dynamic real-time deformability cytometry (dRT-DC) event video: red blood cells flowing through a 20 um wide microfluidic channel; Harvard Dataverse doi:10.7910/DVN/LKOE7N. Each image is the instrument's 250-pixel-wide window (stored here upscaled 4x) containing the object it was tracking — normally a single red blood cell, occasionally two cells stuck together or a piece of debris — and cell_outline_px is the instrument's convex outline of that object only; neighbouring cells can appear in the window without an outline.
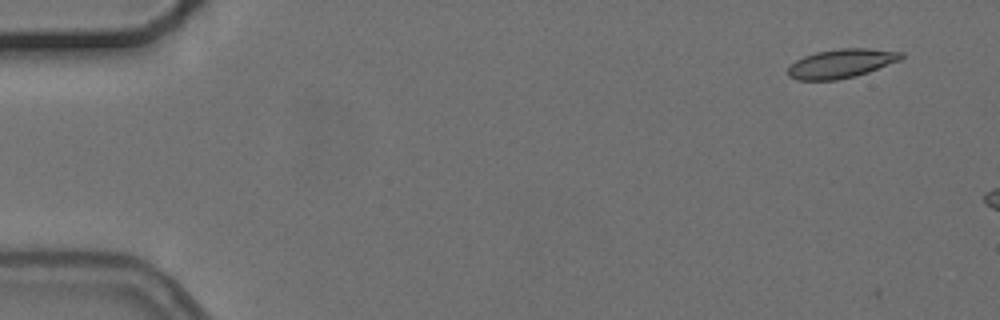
{"species": "common noctule bat (a hibernating species)", "species_latin": "Nyctalus noctula", "temperature_condition": "cold", "stored_images_in_passage": 5, "camera_frame_rate_fps": 3000, "um_per_image_px": 0.085, "animal": {"sex": "female", "body_mass_g": 24.6, "forearm_length_mm": 56.2}, "frame": {"image": 1, "passage_image": 1, "time_ms": 0.0, "image_size_px": [1000, 320], "cell_outline_px": [[904, 56], [900, 60], [868, 72], [856, 76], [836, 80], [796, 80], [788, 76], [788, 68], [796, 60], [804, 56], [816, 52], [840, 48], [868, 48], [904, 52]], "centroid_in_image_um": [71.51, 5.39], "position_along_channel_um": 13.5, "area_um2": 19.13}}